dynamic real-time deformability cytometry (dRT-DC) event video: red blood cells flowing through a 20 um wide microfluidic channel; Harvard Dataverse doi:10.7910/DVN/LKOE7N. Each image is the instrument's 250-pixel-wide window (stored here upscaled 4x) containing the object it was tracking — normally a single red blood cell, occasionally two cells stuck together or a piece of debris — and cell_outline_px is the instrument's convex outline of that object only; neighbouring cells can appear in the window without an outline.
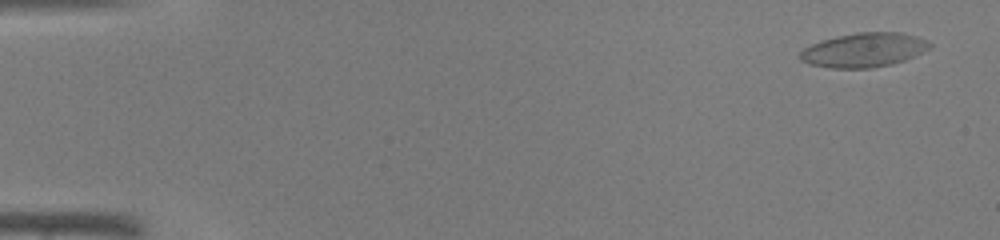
{"species": "common noctule bat (a hibernating species)", "species_latin": "Nyctalus noctula", "temperature_condition": "warm", "stored_images_in_passage": 47, "camera_frame_rate_fps": 3000, "um_per_image_px": 0.085, "animal": {"sex": "male", "body_mass_g": 19.0, "forearm_length_mm": 50.8}, "frame": {"image": 1, "passage_image": 3, "time_ms": 0.667, "image_size_px": [1000, 240], "cell_outline_px": [[932, 44], [928, 48], [904, 60], [892, 64], [872, 68], [828, 68], [808, 64], [800, 60], [800, 52], [804, 48], [820, 40], [836, 36], [856, 32], [900, 32], [916, 36], [928, 40]], "centroid_in_image_um": [73.39, 4.25], "position_along_channel_um": 11.6, "area_um2": 25.89}}
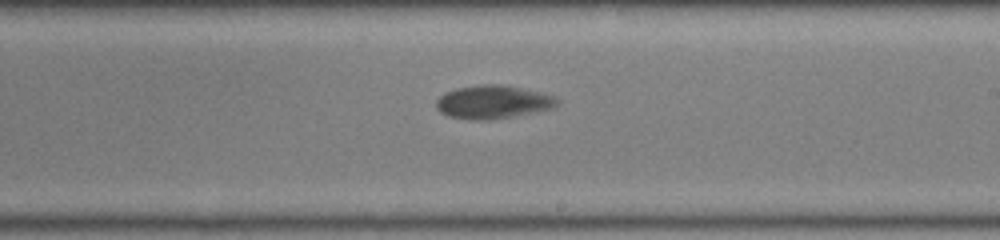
{"frame": {"image": 2, "passage_image": 29, "time_ms": 9.333, "image_size_px": [1000, 240], "cell_outline_px": [[560, 104], [552, 108], [512, 116], [488, 120], [472, 120], [448, 116], [440, 112], [436, 108], [436, 100], [444, 92], [456, 88], [484, 84], [504, 84], [540, 92], [552, 96], [560, 100]], "centroid_in_image_um": [41.87, 8.66], "position_along_channel_um": 247.1, "area_um2": 23.47}}
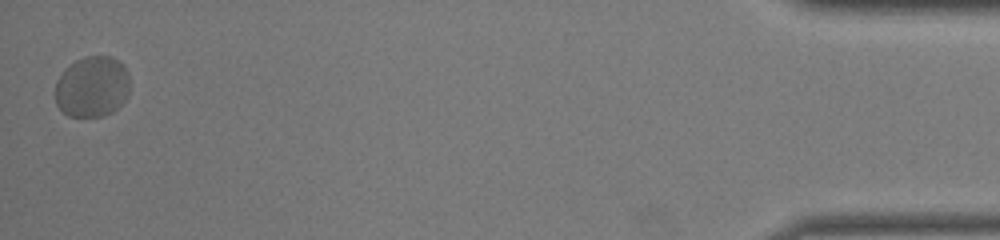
{"frame": {"image": 3, "passage_image": 47, "time_ms": 15.333, "image_size_px": [1000, 240], "cell_outline_px": [[128, 92], [124, 100], [112, 112], [104, 116], [68, 116], [56, 104], [56, 80], [76, 60], [84, 56], [112, 56], [120, 60], [124, 64], [128, 72]], "centroid_in_image_um": [7.85, 7.36], "position_along_channel_um": 427.3, "area_um2": 26.36}}